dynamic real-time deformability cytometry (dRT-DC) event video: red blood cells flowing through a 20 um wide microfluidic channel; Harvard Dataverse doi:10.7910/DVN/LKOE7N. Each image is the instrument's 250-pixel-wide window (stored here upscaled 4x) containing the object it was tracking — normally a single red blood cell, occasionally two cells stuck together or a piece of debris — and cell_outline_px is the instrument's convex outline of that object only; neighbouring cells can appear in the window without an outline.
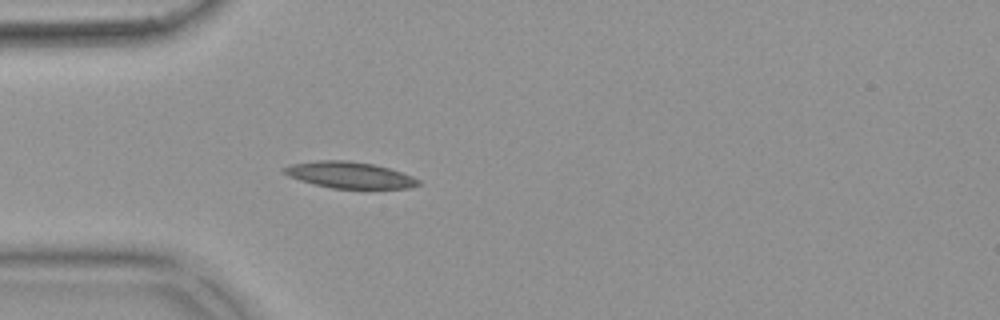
{"species": "common noctule bat (a hibernating species)", "species_latin": "Nyctalus noctula", "temperature_condition": "warm", "stored_images_in_passage": 15, "camera_frame_rate_fps": 3000, "um_per_image_px": 0.085, "animal": {"sex": "female", "body_mass_g": 18.4}, "frame": {"image": 1, "passage_image": 7, "time_ms": 2.0, "image_size_px": [1000, 320], "cell_outline_px": [[420, 184], [408, 188], [332, 188], [312, 184], [288, 176], [280, 172], [280, 168], [292, 164], [316, 160], [348, 160], [372, 164], [388, 168], [412, 176], [420, 180]], "centroid_in_image_um": [29.64, 14.87], "position_along_channel_um": 55.4, "area_um2": 20.63}}